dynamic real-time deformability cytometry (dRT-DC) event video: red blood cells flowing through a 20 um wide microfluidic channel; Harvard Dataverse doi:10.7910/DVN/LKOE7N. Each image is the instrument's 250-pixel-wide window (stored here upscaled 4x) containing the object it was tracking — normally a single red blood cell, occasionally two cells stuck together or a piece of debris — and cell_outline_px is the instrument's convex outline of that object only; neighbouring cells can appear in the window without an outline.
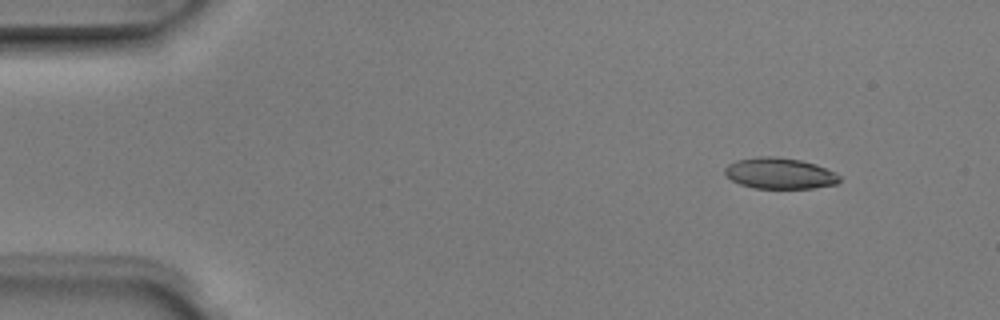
{"species": "Egyptian fruit bat (a non-hibernating species)", "species_latin": "Rousettus aegyptiacus", "temperature_condition": "room temperature", "stored_images_in_passage": 4, "camera_frame_rate_fps": 3000, "um_per_image_px": 0.085, "animal": {"sex": "male"}, "frame": {"image": 1, "passage_image": 1, "time_ms": 0.0, "image_size_px": [1000, 320], "cell_outline_px": [[840, 180], [836, 184], [812, 188], [752, 188], [740, 184], [732, 180], [724, 172], [724, 168], [728, 164], [736, 160], [756, 156], [776, 156], [800, 160], [816, 164], [836, 172], [840, 176]], "centroid_in_image_um": [66.27, 14.72], "position_along_channel_um": 18.7, "area_um2": 20.87}}
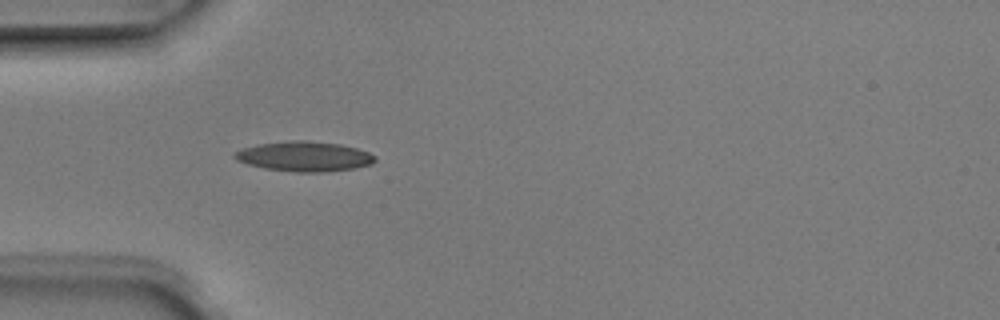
{"frame": {"image": 2, "passage_image": 4, "time_ms": 1.0, "image_size_px": [1000, 320], "cell_outline_px": [[376, 160], [372, 164], [352, 168], [320, 172], [296, 172], [264, 168], [248, 164], [236, 160], [232, 156], [240, 148], [260, 144], [288, 140], [308, 140], [340, 144], [356, 148], [368, 152], [376, 156]], "centroid_in_image_um": [25.85, 13.28], "position_along_channel_um": 59.2, "area_um2": 24.45}}